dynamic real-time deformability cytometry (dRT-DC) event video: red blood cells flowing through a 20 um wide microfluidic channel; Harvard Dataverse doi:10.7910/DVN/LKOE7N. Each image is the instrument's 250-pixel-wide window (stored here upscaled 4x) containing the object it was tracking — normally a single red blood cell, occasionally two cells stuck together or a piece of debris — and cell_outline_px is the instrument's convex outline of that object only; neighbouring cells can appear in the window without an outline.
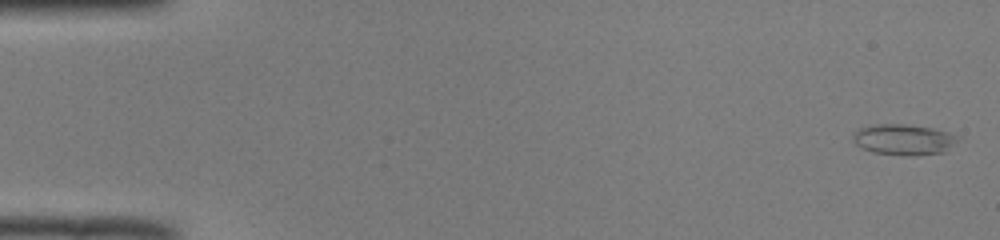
{"species": "common noctule bat (a hibernating species)", "species_latin": "Nyctalus noctula", "temperature_condition": "room temperature", "stored_images_in_passage": 51, "camera_frame_rate_fps": 3000, "um_per_image_px": 0.085, "animal": {"sex": "male", "body_mass_g": 19.0, "forearm_length_mm": 50.8}, "frame": {"image": 1, "passage_image": 1, "time_ms": 0.0, "image_size_px": [1000, 240], "cell_outline_px": [[960, 136], [944, 152], [916, 156], [908, 156], [872, 152], [860, 148], [852, 140], [852, 132], [856, 128], [872, 124], [904, 124], [932, 128], [948, 132]], "centroid_in_image_um": [76.73, 11.86], "position_along_channel_um": 8.3, "area_um2": 19.07}}
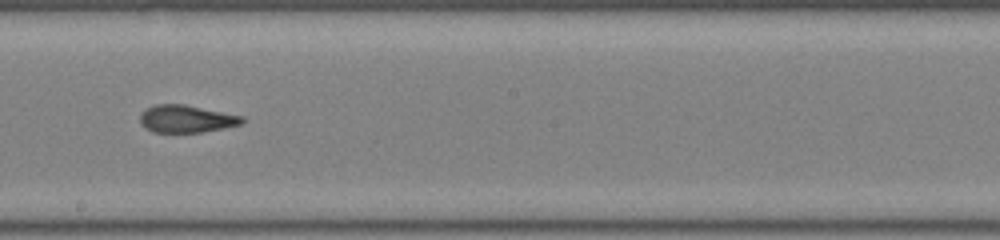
{"frame": {"image": 2, "passage_image": 29, "time_ms": 9.333, "image_size_px": [1000, 240], "cell_outline_px": [[244, 124], [224, 128], [200, 132], [152, 132], [144, 128], [140, 124], [140, 116], [144, 108], [156, 104], [184, 104], [244, 116]], "centroid_in_image_um": [15.83, 10.1], "position_along_channel_um": 232.4, "area_um2": 16.53}}
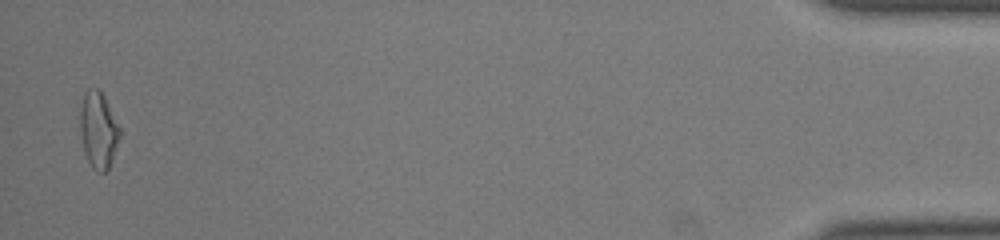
{"frame": {"image": 3, "passage_image": 50, "time_ms": 16.333, "image_size_px": [1000, 240], "cell_outline_px": [[120, 136], [112, 160], [108, 168], [104, 172], [100, 172], [92, 168], [88, 160], [84, 148], [80, 128], [80, 108], [84, 92], [88, 88], [100, 88], [120, 128]], "centroid_in_image_um": [8.36, 11.01], "position_along_channel_um": 426.8, "area_um2": 17.46}, "authors_computed_cell_mechanics": {"area_um2": 17.34, "velocity_mm_per_s": 4.0118, "shape_relaxation_time_tau1_ms": null, "shape_relaxation_time_tau2_ms": 1.8352, "deformation_change_tau1": null, "deformation_change_tau2": 0.1123}}